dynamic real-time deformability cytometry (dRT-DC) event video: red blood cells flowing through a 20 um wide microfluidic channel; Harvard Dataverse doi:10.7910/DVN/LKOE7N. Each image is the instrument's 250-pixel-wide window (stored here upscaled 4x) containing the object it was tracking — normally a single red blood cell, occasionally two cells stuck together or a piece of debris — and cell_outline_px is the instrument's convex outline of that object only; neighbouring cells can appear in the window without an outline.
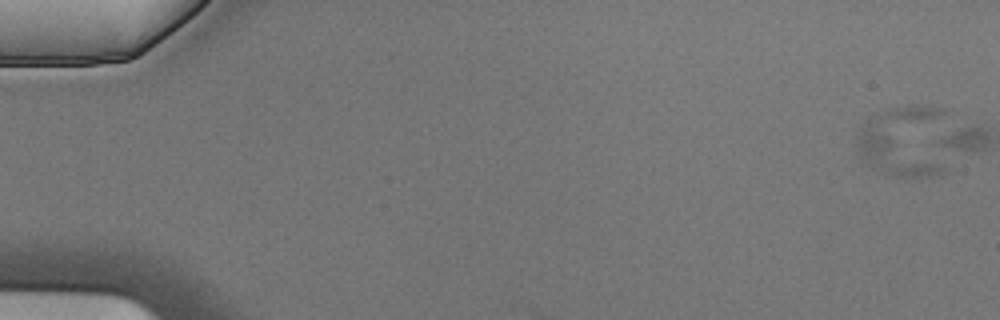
{"species": "Egyptian fruit bat (a non-hibernating species)", "species_latin": "Rousettus aegyptiacus", "temperature_condition": "cold", "stored_images_in_passage": 6, "segment_of_instrument_passage": [1, 2], "camera_frame_rate_fps": 3000, "um_per_image_px": 0.085, "animal": {"sex": "male"}, "frame": {"image": 1, "passage_image": 1, "time_ms": 0.0, "image_size_px": [1000, 320], "cell_outline_px": [[948, 112], [944, 172], [940, 176], [900, 176], [864, 164], [860, 156], [856, 136], [860, 124], [872, 112], [888, 108], [944, 108]], "centroid_in_image_um": [76.92, 11.98], "position_along_channel_um": 8.1, "area_um2": 39.48}}